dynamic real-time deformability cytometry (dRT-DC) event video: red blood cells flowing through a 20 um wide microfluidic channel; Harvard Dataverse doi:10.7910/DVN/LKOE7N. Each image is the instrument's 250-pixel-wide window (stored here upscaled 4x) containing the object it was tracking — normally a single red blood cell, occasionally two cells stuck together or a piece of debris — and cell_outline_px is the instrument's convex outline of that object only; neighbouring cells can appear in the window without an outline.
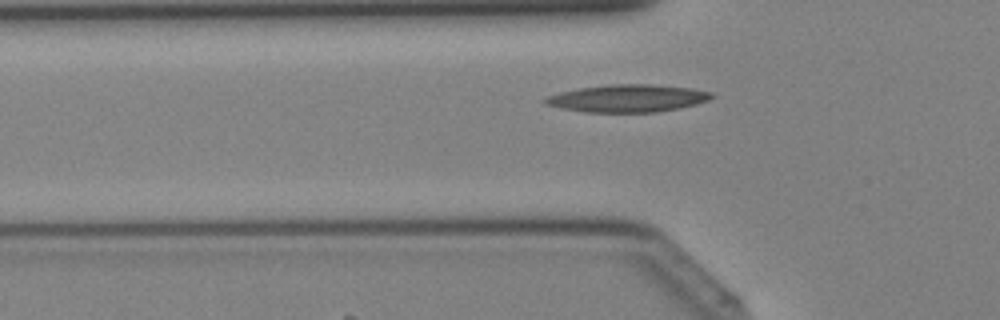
{"species": "Egyptian fruit bat (a non-hibernating species)", "species_latin": "Rousettus aegyptiacus", "temperature_condition": "cold", "stored_images_in_passage": 31, "camera_frame_rate_fps": 3000, "um_per_image_px": 0.085, "animal": {"sex": "female"}, "frame": {"image": 1, "passage_image": 8, "time_ms": 2.333, "image_size_px": [1000, 320], "cell_outline_px": [[716, 96], [708, 100], [696, 104], [680, 108], [656, 112], [588, 112], [560, 108], [544, 104], [540, 100], [548, 96], [560, 92], [580, 88], [612, 84], [652, 84], [692, 88], [712, 92]], "centroid_in_image_um": [53.36, 8.35], "position_along_channel_um": 72.4, "area_um2": 26.76}}
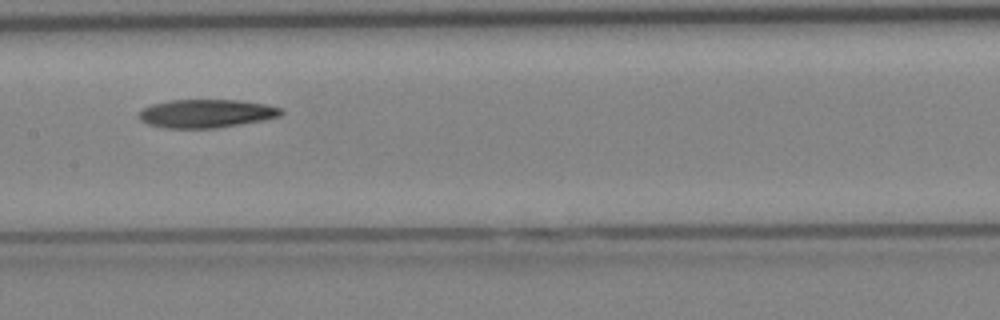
{"frame": {"image": 2, "passage_image": 15, "time_ms": 4.667, "image_size_px": [1000, 320], "cell_outline_px": [[284, 112], [280, 116], [264, 120], [216, 128], [164, 128], [148, 124], [140, 120], [140, 112], [144, 108], [152, 104], [168, 100], [240, 100], [264, 104], [284, 108]], "centroid_in_image_um": [17.57, 9.65], "position_along_channel_um": 189.8, "area_um2": 23.52}}
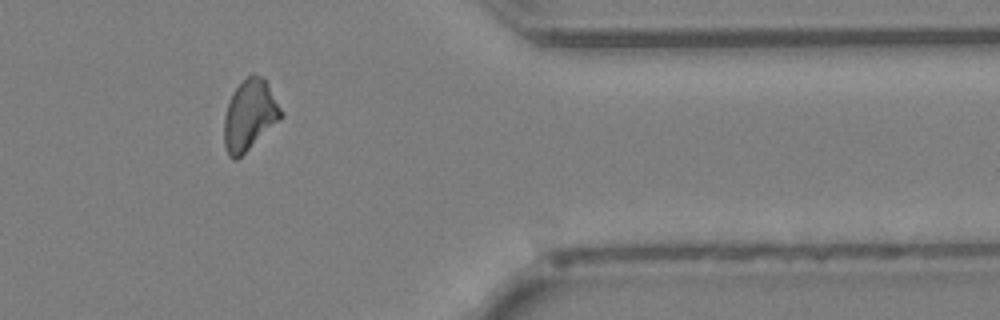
{"frame": {"image": 3, "passage_image": 28, "time_ms": 9.0, "image_size_px": [1000, 320], "cell_outline_px": [[284, 116], [280, 120], [236, 160], [232, 160], [228, 156], [224, 144], [224, 116], [228, 100], [232, 92], [252, 72], [264, 76]], "centroid_in_image_um": [21.2, 9.77], "position_along_channel_um": 390.2, "area_um2": 23.41}}